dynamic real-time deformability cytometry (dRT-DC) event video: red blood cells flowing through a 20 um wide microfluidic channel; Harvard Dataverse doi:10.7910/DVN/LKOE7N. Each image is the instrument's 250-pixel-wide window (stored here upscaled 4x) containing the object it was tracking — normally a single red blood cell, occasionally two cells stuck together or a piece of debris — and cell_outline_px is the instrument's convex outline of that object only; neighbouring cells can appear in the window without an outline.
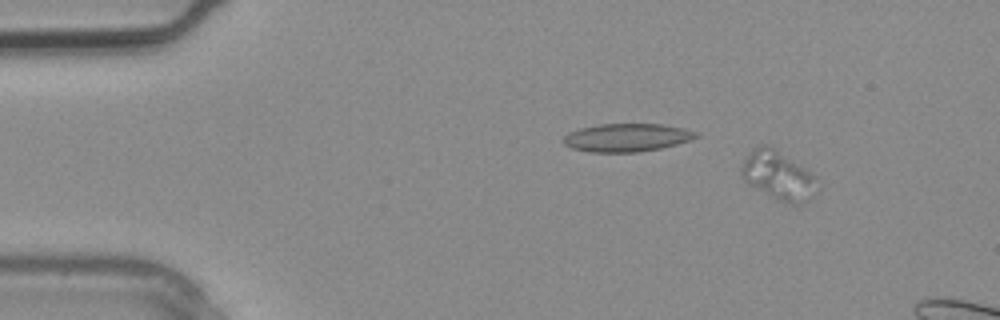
{"species": "common noctule bat (a hibernating species)", "species_latin": "Nyctalus noctula", "temperature_condition": "warm", "stored_images_in_passage": 3, "camera_frame_rate_fps": 3000, "um_per_image_px": 0.085, "animal": {"sex": "male", "body_mass_g": 20.4}, "frame": {"image": 1, "passage_image": 3, "time_ms": 0.667, "image_size_px": [1000, 320], "cell_outline_px": [[820, 188], [800, 204], [792, 204], [780, 200], [748, 184], [740, 176], [740, 168], [744, 160], [760, 144], [768, 144], [816, 176]], "centroid_in_image_um": [66.15, 14.92], "position_along_channel_um": 18.9, "area_um2": 21.04}}